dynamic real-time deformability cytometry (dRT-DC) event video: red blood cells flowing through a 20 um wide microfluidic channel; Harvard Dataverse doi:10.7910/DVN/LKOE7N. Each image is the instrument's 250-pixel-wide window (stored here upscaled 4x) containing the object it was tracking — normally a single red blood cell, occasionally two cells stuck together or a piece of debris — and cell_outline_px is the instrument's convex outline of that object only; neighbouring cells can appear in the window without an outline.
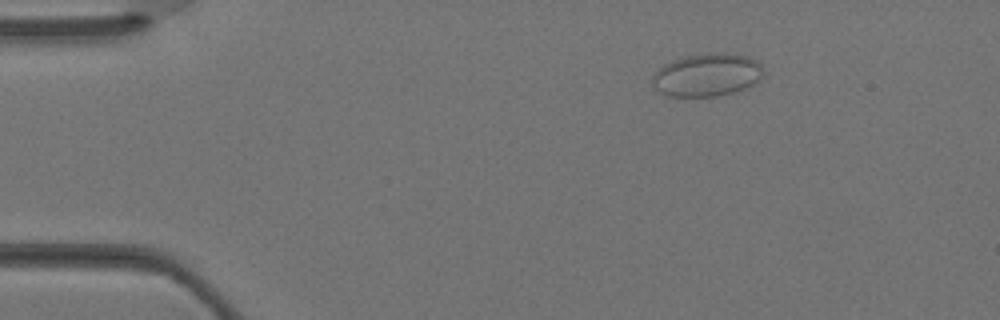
{"species": "Egyptian fruit bat (a non-hibernating species)", "species_latin": "Rousettus aegyptiacus", "temperature_condition": "warm", "stored_images_in_passage": 5, "camera_frame_rate_fps": 3000, "um_per_image_px": 0.085, "animal": {"sex": "female"}, "frame": {"image": 1, "passage_image": 5, "time_ms": 1.333, "image_size_px": [1000, 320], "cell_outline_px": [[760, 80], [748, 88], [736, 92], [716, 96], [668, 96], [660, 92], [652, 84], [652, 76], [664, 64], [672, 60], [684, 56], [708, 52], [724, 52], [748, 56], [756, 60], [760, 64]], "centroid_in_image_um": [60.09, 6.36], "position_along_channel_um": 24.9, "area_um2": 27.92}}